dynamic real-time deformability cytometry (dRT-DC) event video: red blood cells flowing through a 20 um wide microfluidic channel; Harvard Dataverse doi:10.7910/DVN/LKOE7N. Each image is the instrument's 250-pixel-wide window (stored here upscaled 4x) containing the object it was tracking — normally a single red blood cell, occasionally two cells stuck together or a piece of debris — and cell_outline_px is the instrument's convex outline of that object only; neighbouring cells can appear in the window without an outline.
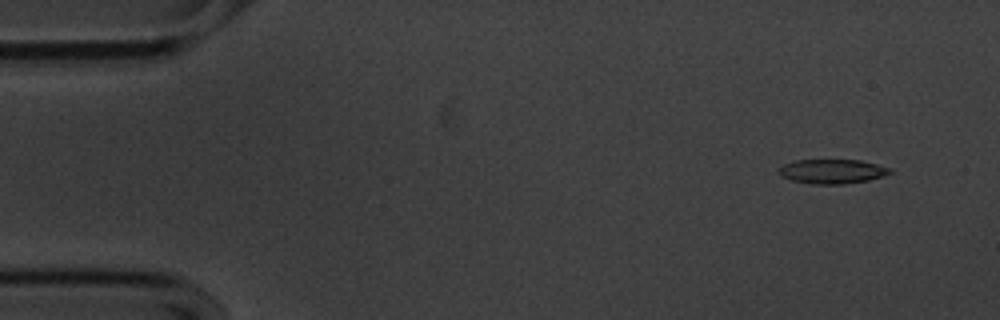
{"species": "common noctule bat (a hibernating species)", "species_latin": "Nyctalus noctula", "temperature_condition": "cold", "stored_images_in_passage": 55, "camera_frame_rate_fps": 3000, "um_per_image_px": 0.085, "animal": {"sex": "male", "body_mass_g": 20.1, "forearm_length_mm": 53.5}, "frame": {"image": 1, "passage_image": 4, "time_ms": 1.0, "image_size_px": [1000, 320], "cell_outline_px": [[892, 172], [868, 180], [844, 184], [812, 184], [792, 180], [784, 176], [780, 172], [780, 168], [784, 164], [796, 160], [860, 160], [876, 164], [888, 168]], "centroid_in_image_um": [70.73, 14.56], "position_along_channel_um": 14.3, "area_um2": 15.37}}
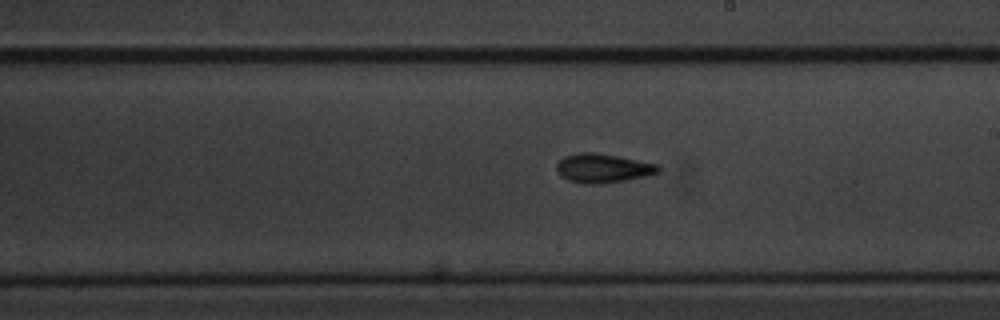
{"frame": {"image": 2, "passage_image": 31, "time_ms": 10.0, "image_size_px": [1000, 320], "cell_outline_px": [[660, 172], [648, 176], [624, 180], [592, 184], [584, 184], [568, 180], [560, 176], [556, 172], [556, 164], [564, 156], [580, 152], [596, 152], [656, 164], [660, 168]], "centroid_in_image_um": [51.2, 14.29], "position_along_channel_um": 237.8, "area_um2": 17.11}}
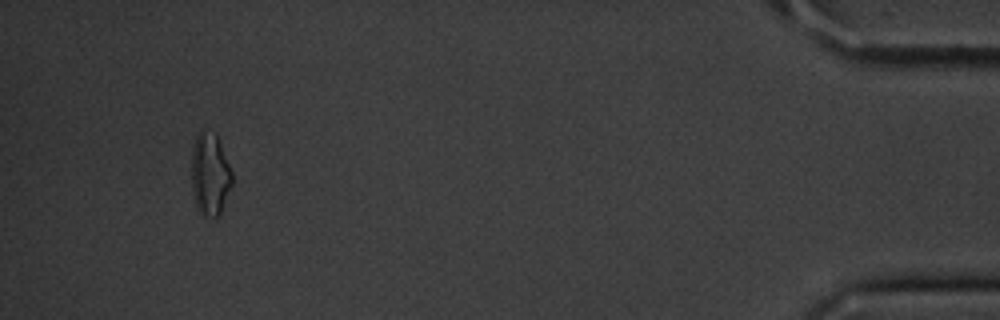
{"frame": {"image": 3, "passage_image": 52, "time_ms": 17.0, "image_size_px": [1000, 320], "cell_outline_px": [[232, 184], [220, 216], [204, 216], [196, 208], [192, 192], [192, 148], [196, 136], [200, 128], [216, 132], [232, 172]], "centroid_in_image_um": [17.85, 14.78], "position_along_channel_um": 417.4, "area_um2": 19.83}, "authors_computed_cell_mechanics": {"area_um2": 16.2996, "velocity_mm_per_s": 3.583, "shape_relaxation_time_tau1_ms": 2.9815, "shape_relaxation_time_tau2_ms": 3.3146, "deformation_change_tau1": 0.1334, "deformation_change_tau2": 0.1157}}